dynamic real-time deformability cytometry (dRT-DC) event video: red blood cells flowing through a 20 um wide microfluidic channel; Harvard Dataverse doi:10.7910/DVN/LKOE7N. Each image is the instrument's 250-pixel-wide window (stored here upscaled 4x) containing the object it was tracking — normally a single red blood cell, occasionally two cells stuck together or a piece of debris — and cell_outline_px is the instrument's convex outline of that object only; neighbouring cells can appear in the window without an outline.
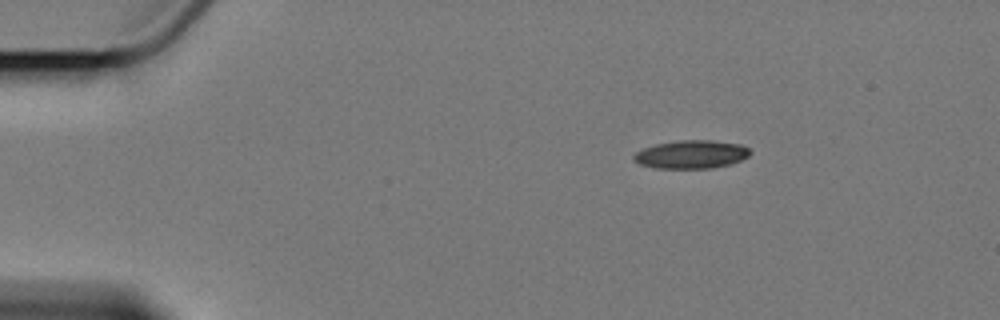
{"species": "Egyptian fruit bat (a non-hibernating species)", "species_latin": "Rousettus aegyptiacus", "temperature_condition": "cold", "stored_images_in_passage": 6, "segment_of_instrument_passage": [2, 2], "camera_frame_rate_fps": 3000, "um_per_image_px": 0.085, "animal": {"sex": "female"}, "frame": {"image": 1, "passage_image": 6, "time_ms": 7.333, "image_size_px": [1000, 320], "cell_outline_px": [[752, 152], [748, 156], [732, 164], [712, 168], [656, 168], [640, 164], [632, 160], [632, 156], [636, 152], [644, 148], [656, 144], [680, 140], [712, 140], [740, 144], [748, 148]], "centroid_in_image_um": [58.76, 13.12], "position_along_channel_um": 26.2, "area_um2": 19.19}}